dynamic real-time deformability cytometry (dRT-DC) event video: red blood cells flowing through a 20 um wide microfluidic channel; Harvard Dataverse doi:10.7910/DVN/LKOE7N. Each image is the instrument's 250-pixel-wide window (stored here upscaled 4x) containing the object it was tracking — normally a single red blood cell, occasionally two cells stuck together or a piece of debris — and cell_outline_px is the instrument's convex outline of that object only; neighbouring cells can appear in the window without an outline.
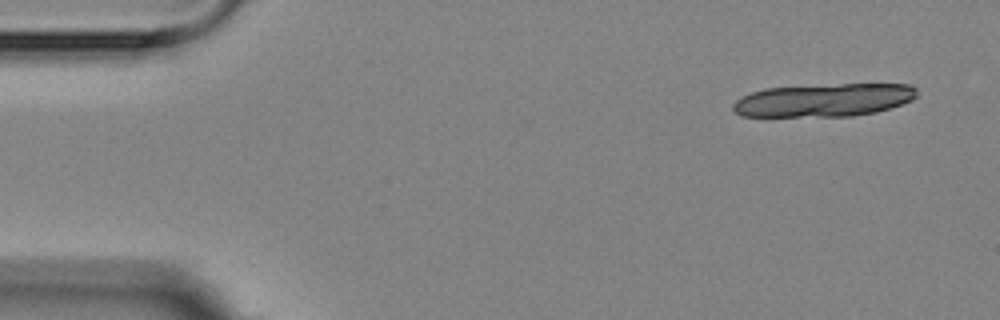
{"species": "Egyptian fruit bat (a non-hibernating species)", "species_latin": "Rousettus aegyptiacus", "temperature_condition": "room temperature", "stored_images_in_passage": 6, "camera_frame_rate_fps": 3000, "um_per_image_px": 0.085, "animal": {"sex": "female"}, "frame": {"image": 1, "passage_image": 1, "time_ms": 0.0, "image_size_px": [1000, 320], "cell_outline_px": [[916, 96], [912, 100], [876, 112], [852, 116], [740, 116], [732, 108], [732, 104], [740, 96], [764, 88], [840, 84], [912, 84], [916, 88]], "centroid_in_image_um": [70.0, 8.5], "position_along_channel_um": 15.0, "area_um2": 35.37}}
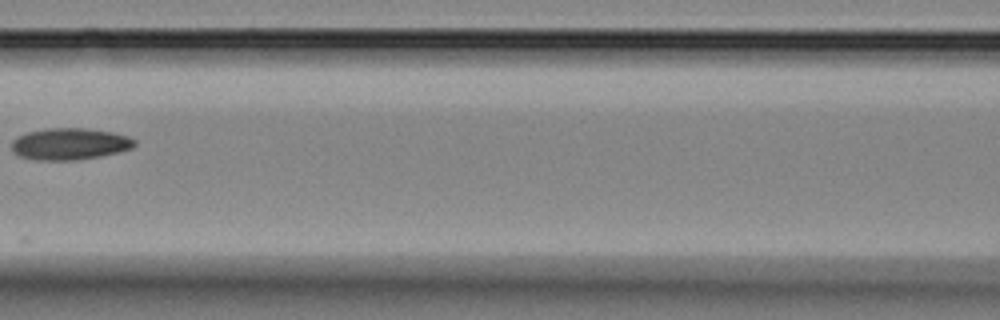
{"frame": {"image": 2, "passage_image": 6, "time_ms": 7.333, "image_size_px": [1000, 320], "cell_outline_px": [[136, 144], [132, 148], [120, 152], [100, 156], [76, 160], [36, 160], [20, 156], [12, 152], [12, 140], [16, 136], [28, 132], [48, 128], [84, 128], [112, 132], [128, 136], [136, 140]], "centroid_in_image_um": [5.92, 12.23], "position_along_channel_um": 160.7, "area_um2": 22.83}}